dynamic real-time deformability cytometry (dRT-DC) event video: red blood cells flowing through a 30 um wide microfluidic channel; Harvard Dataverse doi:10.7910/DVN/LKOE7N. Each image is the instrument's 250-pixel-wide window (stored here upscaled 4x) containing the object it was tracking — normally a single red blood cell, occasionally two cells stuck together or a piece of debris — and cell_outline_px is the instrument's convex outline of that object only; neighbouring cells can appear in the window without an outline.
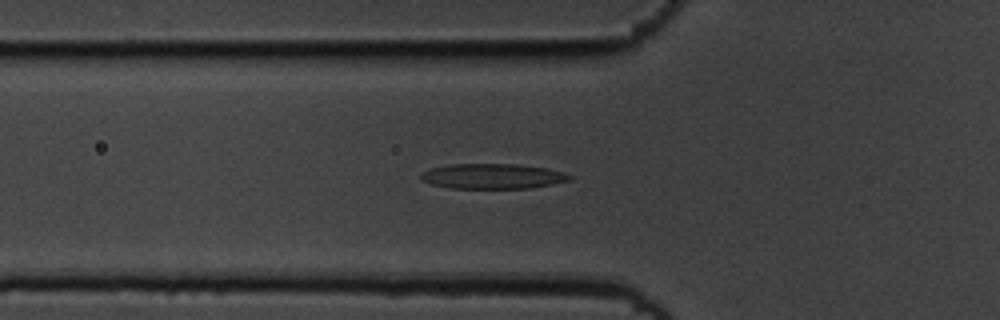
{"species": "common noctule bat (a hibernating species)", "species_latin": "Nyctalus noctula", "temperature_condition": "cold", "stored_images_in_passage": 38, "camera_frame_rate_fps": 3000, "um_per_image_px": 0.085, "animal": {"sex": "male", "body_mass_g": 19.5, "forearm_length_mm": 54.6}, "frame": {"image": 1, "passage_image": 2, "time_ms": 0.333, "image_size_px": [1000, 320], "cell_outline_px": [[572, 180], [552, 184], [528, 188], [452, 188], [432, 184], [420, 180], [420, 172], [428, 168], [448, 164], [520, 164], [548, 168], [572, 176]], "centroid_in_image_um": [41.82, 14.97], "position_along_channel_um": 84.0, "area_um2": 21.91}}
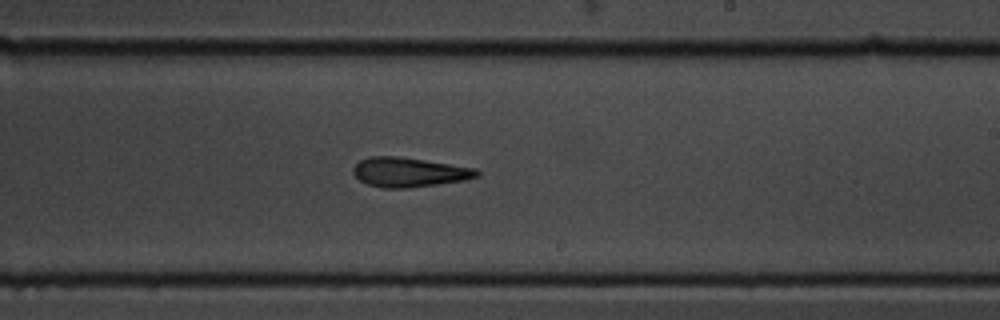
{"frame": {"image": 2, "passage_image": 16, "time_ms": 5.0, "image_size_px": [1000, 320], "cell_outline_px": [[480, 176], [464, 180], [408, 188], [380, 188], [368, 184], [360, 180], [352, 172], [352, 168], [360, 160], [368, 156], [396, 156], [424, 160], [476, 168], [480, 172]], "centroid_in_image_um": [34.76, 14.63], "position_along_channel_um": 254.2, "area_um2": 21.21}}
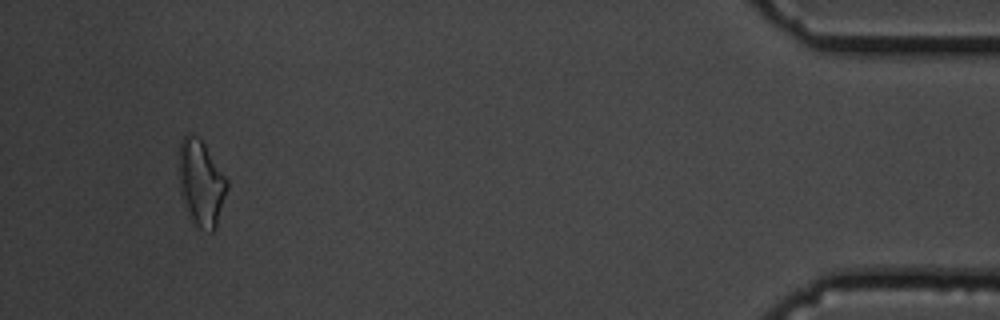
{"frame": {"image": 3, "passage_image": 35, "time_ms": 11.333, "image_size_px": [1000, 320], "cell_outline_px": [[228, 188], [216, 228], [212, 232], [200, 228], [188, 216], [180, 196], [180, 140], [188, 132], [196, 136], [204, 144], [228, 180]], "centroid_in_image_um": [17.1, 15.59], "position_along_channel_um": 418.1, "area_um2": 23.99}, "authors_computed_cell_mechanics": {"area_um2": 21.5305, "velocity_mm_per_s": 3.6354, "shape_relaxation_time_tau1_ms": 6.0761, "shape_relaxation_time_tau2_ms": 5.1775, "deformation_change_tau1": 0.1733, "deformation_change_tau2": 0.1785}}